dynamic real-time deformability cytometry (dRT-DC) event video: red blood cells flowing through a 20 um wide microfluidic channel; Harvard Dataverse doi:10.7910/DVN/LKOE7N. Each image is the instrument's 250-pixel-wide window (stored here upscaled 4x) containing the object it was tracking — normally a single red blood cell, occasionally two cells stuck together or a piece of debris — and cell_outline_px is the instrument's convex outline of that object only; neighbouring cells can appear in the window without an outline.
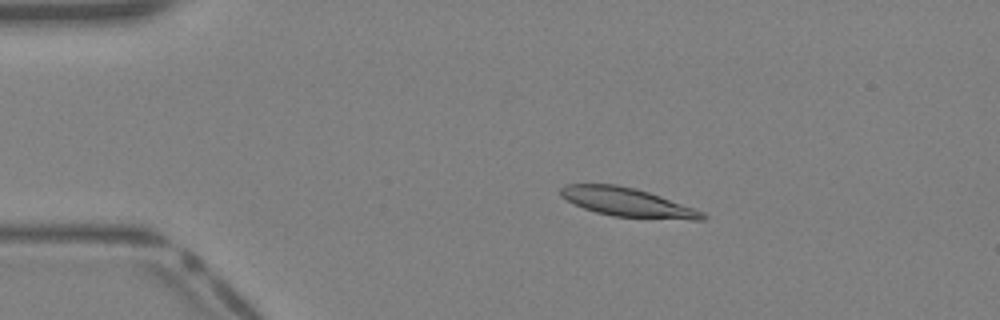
{"species": "Egyptian fruit bat (a non-hibernating species)", "species_latin": "Rousettus aegyptiacus", "temperature_condition": "warm", "stored_images_in_passage": 40, "camera_frame_rate_fps": 3000, "um_per_image_px": 0.085, "animal": {"sex": "female"}, "frame": {"image": 1, "passage_image": 8, "time_ms": 2.333, "image_size_px": [1000, 320], "cell_outline_px": [[708, 216], [704, 220], [692, 220], [612, 216], [596, 212], [584, 208], [560, 196], [560, 188], [568, 184], [616, 184], [636, 188], [660, 196], [704, 212]], "centroid_in_image_um": [53.35, 17.19], "position_along_channel_um": 31.7, "area_um2": 23.58}}
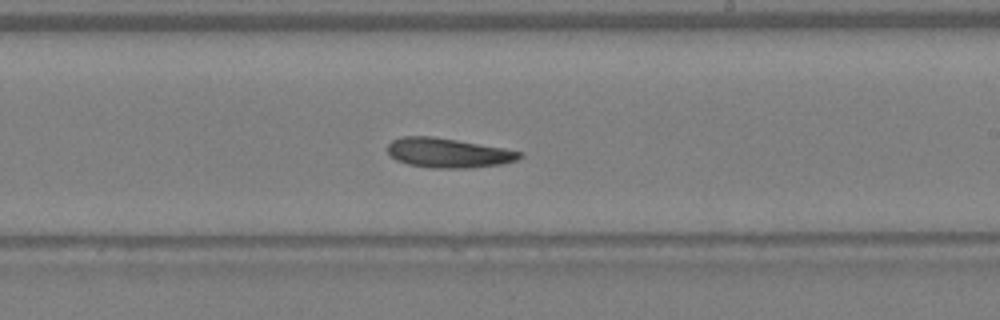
{"frame": {"image": 2, "passage_image": 24, "time_ms": 7.667, "image_size_px": [1000, 320], "cell_outline_px": [[524, 156], [516, 160], [500, 164], [468, 168], [432, 168], [408, 164], [396, 160], [388, 156], [388, 144], [392, 140], [404, 136], [432, 136], [504, 148], [524, 152]], "centroid_in_image_um": [38.08, 13.0], "position_along_channel_um": 250.9, "area_um2": 22.77}}
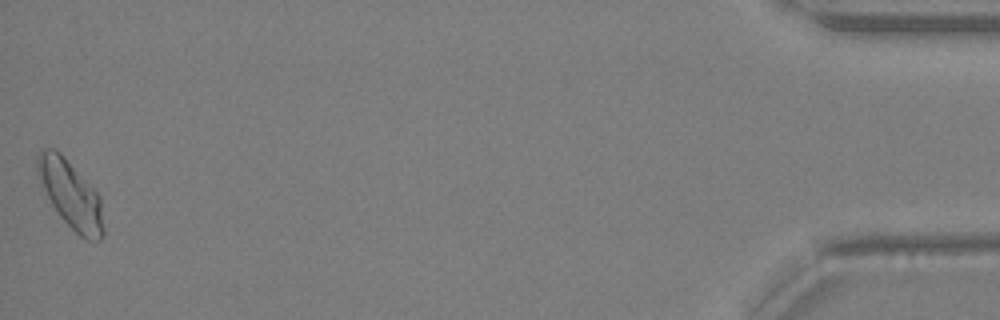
{"frame": {"image": 3, "passage_image": 40, "time_ms": 13.0, "image_size_px": [1000, 320], "cell_outline_px": [[104, 236], [100, 240], [88, 240], [80, 236], [60, 216], [52, 204], [36, 176], [36, 156], [40, 148], [52, 148], [60, 152], [100, 196], [104, 228]], "centroid_in_image_um": [5.98, 16.5], "position_along_channel_um": 429.2, "area_um2": 25.89}}